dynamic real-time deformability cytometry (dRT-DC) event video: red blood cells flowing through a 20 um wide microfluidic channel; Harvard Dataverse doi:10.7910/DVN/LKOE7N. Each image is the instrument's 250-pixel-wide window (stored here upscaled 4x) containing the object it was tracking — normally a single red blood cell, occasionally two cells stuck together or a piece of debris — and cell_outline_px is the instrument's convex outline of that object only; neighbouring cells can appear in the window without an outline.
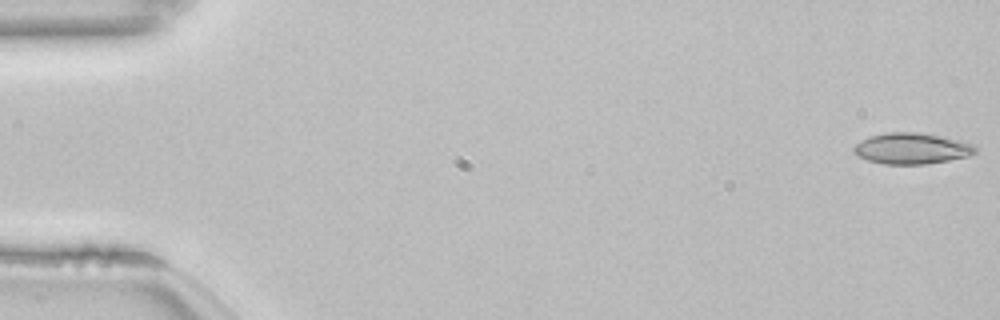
{"species": "common noctule bat (a hibernating species)", "species_latin": "Nyctalus noctula", "temperature_condition": "room temperature", "stored_images_in_passage": 54, "camera_frame_rate_fps": 3000, "um_per_image_px": 0.085, "animal": {"sex": "female", "body_mass_g": 22.7, "forearm_length_mm": 54.2}, "frame": {"image": 1, "passage_image": 1, "time_ms": 0.0, "image_size_px": [1000, 320], "cell_outline_px": [[976, 152], [968, 156], [948, 160], [924, 164], [884, 164], [868, 160], [856, 156], [852, 152], [852, 148], [856, 144], [872, 136], [888, 132], [920, 132], [940, 136], [972, 144], [976, 148]], "centroid_in_image_um": [77.46, 12.62], "position_along_channel_um": 7.5, "area_um2": 21.73}}
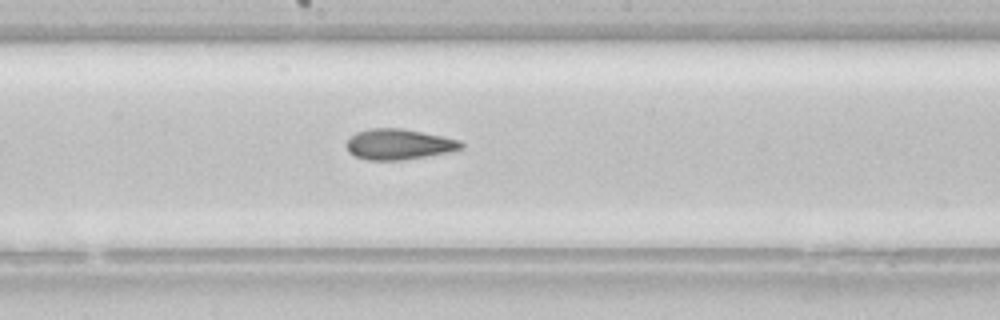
{"frame": {"image": 2, "passage_image": 29, "time_ms": 9.333, "image_size_px": [1000, 320], "cell_outline_px": [[464, 148], [448, 152], [400, 160], [368, 160], [356, 156], [348, 152], [344, 144], [356, 132], [368, 128], [400, 128], [460, 140], [464, 144]], "centroid_in_image_um": [33.86, 12.26], "position_along_channel_um": 214.3, "area_um2": 20.29}}
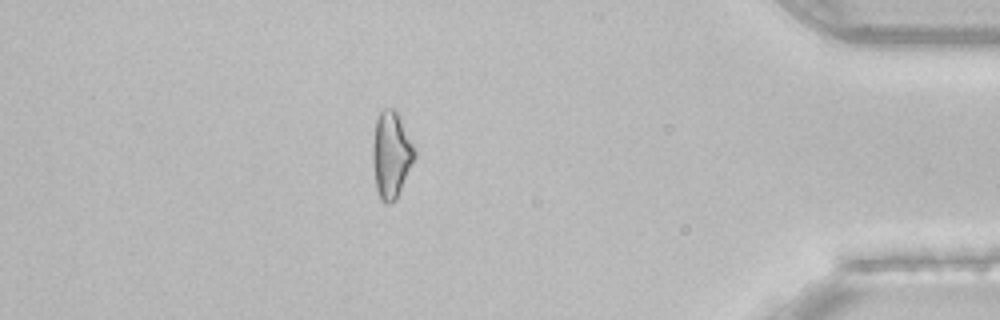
{"frame": {"image": 3, "passage_image": 47, "time_ms": 15.333, "image_size_px": [1000, 320], "cell_outline_px": [[416, 156], [396, 196], [388, 204], [384, 204], [380, 200], [376, 188], [372, 164], [372, 144], [376, 120], [380, 112], [384, 108], [396, 108], [400, 116], [416, 152]], "centroid_in_image_um": [33.22, 13.1], "position_along_channel_um": 402.0, "area_um2": 20.98}, "authors_computed_cell_mechanics": {"area_um2": 21.0103, "velocity_mm_per_s": 3.8534, "shape_relaxation_time_tau1_ms": 4.7712, "shape_relaxation_time_tau2_ms": 3.0038, "deformation_change_tau1": 0.1192, "deformation_change_tau2": 0.0947}}